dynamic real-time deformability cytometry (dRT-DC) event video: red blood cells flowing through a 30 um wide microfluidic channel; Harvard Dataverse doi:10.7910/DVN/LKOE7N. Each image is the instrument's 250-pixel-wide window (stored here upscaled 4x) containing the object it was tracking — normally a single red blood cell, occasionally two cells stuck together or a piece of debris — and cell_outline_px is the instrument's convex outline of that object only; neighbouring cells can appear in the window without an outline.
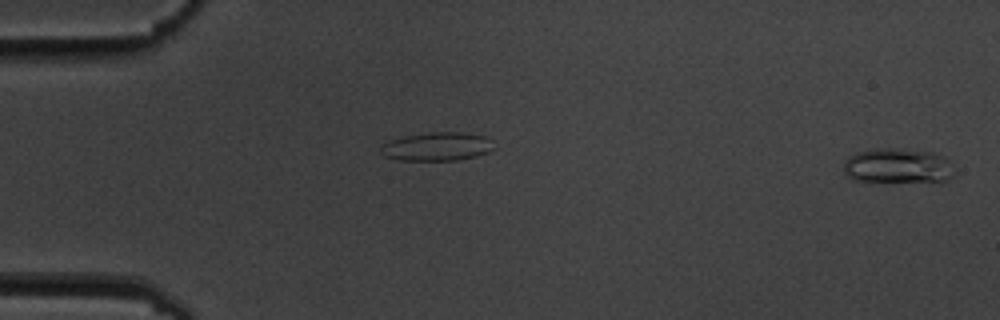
{"species": "common noctule bat (a hibernating species)", "species_latin": "Nyctalus noctula", "temperature_condition": "cold", "stored_images_in_passage": 9, "camera_frame_rate_fps": 3000, "um_per_image_px": 0.085, "animal": {"sex": "male", "body_mass_g": 19.5, "forearm_length_mm": 54.6}, "frame": {"image": 1, "passage_image": 1, "time_ms": 0.0, "image_size_px": [1000, 320], "cell_outline_px": [[952, 176], [948, 180], [852, 180], [844, 172], [844, 160], [848, 156], [856, 152], [876, 148], [892, 148], [932, 152], [944, 156], [948, 160]], "centroid_in_image_um": [76.22, 14.05], "position_along_channel_um": 8.8, "area_um2": 21.79}}
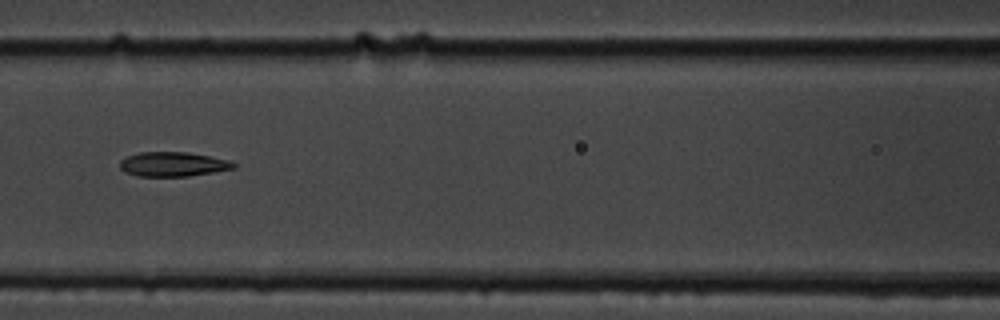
{"frame": {"image": 2, "passage_image": 8, "time_ms": 8.0, "image_size_px": [1000, 320], "cell_outline_px": [[236, 168], [188, 176], [136, 176], [124, 172], [120, 168], [120, 160], [128, 156], [140, 152], [188, 152], [228, 160], [236, 164]], "centroid_in_image_um": [14.67, 13.96], "position_along_channel_um": 151.9, "area_um2": 16.13}}
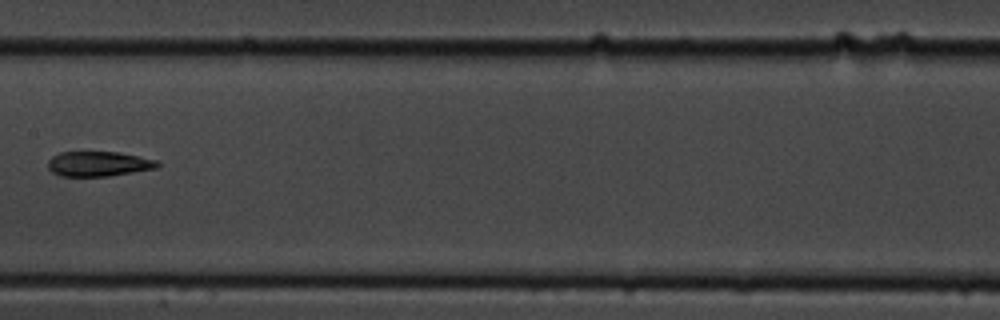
{"frame": {"image": 3, "passage_image": 9, "time_ms": 9.333, "image_size_px": [1000, 320], "cell_outline_px": [[160, 164], [156, 168], [108, 176], [60, 176], [52, 172], [48, 168], [48, 160], [52, 156], [60, 152], [120, 152], [156, 160]], "centroid_in_image_um": [8.34, 13.92], "position_along_channel_um": 199.1, "area_um2": 15.84}}